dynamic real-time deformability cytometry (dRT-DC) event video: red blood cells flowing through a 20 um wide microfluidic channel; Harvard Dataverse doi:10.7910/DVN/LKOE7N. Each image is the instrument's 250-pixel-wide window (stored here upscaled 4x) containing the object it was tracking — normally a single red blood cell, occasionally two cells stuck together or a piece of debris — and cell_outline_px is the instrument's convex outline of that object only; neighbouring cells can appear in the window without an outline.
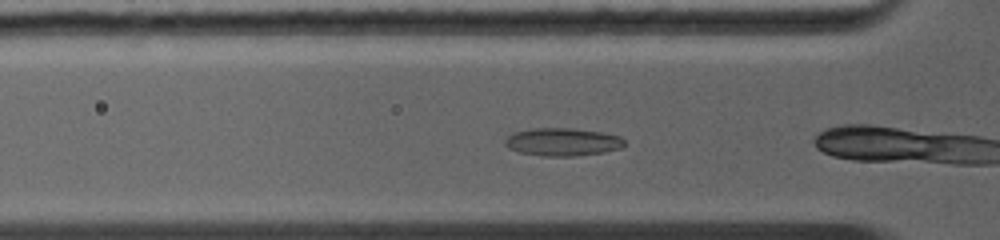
{"species": "common noctule bat (a hibernating species)", "species_latin": "Nyctalus noctula", "temperature_condition": "warm", "stored_images_in_passage": 2, "camera_frame_rate_fps": 5000, "um_per_image_px": 0.085, "animal": {"sex": "female", "body_mass_g": 19.0, "forearm_length_mm": 56.7}, "frame": {"image": 1, "passage_image": 2, "time_ms": 0.4, "image_size_px": [1000, 240], "cell_outline_px": [[624, 144], [620, 148], [604, 152], [576, 156], [540, 156], [520, 152], [508, 148], [504, 144], [504, 140], [512, 132], [532, 128], [572, 128], [600, 132], [620, 136], [624, 140]], "centroid_in_image_um": [47.77, 12.06], "position_along_channel_um": 78.0, "area_um2": 19.48}}